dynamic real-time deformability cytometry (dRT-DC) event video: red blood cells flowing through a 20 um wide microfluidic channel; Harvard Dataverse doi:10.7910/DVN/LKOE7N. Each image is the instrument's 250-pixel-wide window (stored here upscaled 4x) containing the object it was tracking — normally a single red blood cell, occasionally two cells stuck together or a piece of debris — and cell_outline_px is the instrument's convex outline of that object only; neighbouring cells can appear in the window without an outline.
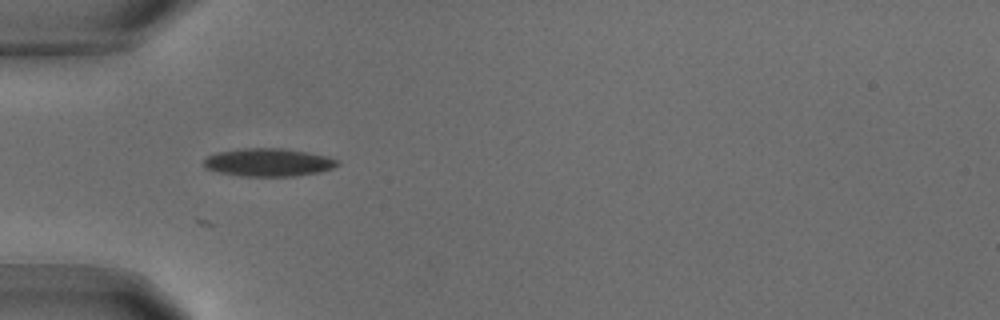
{"species": "common noctule bat (a hibernating species)", "species_latin": "Nyctalus noctula", "temperature_condition": "warm", "stored_images_in_passage": 16, "camera_frame_rate_fps": 3000, "um_per_image_px": 0.085, "animal": {"sex": "male", "body_mass_g": 18.8}, "frame": {"image": 1, "passage_image": 1, "time_ms": 0.0, "image_size_px": [1000, 320], "cell_outline_px": [[340, 164], [332, 168], [320, 172], [296, 176], [240, 176], [220, 172], [204, 168], [204, 160], [208, 156], [216, 152], [244, 148], [280, 148], [328, 156], [340, 160]], "centroid_in_image_um": [22.83, 13.8], "position_along_channel_um": 62.2, "area_um2": 21.79}}
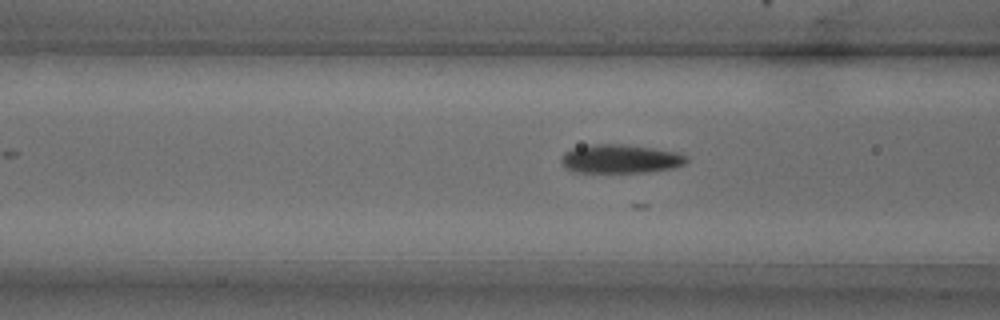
{"frame": {"image": 2, "passage_image": 8, "time_ms": 2.333, "image_size_px": [1000, 320], "cell_outline_px": [[688, 164], [672, 168], [652, 172], [572, 172], [564, 168], [560, 160], [564, 152], [572, 148], [592, 144], [624, 144], [680, 152], [688, 156]], "centroid_in_image_um": [52.76, 13.5], "position_along_channel_um": 113.8, "area_um2": 21.39}}
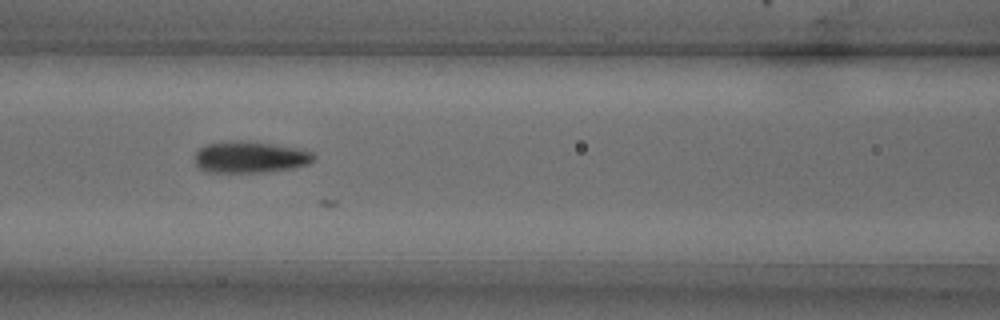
{"frame": {"image": 3, "passage_image": 12, "time_ms": 3.667, "image_size_px": [1000, 320], "cell_outline_px": [[316, 160], [308, 164], [292, 168], [260, 172], [208, 172], [200, 168], [196, 164], [196, 152], [204, 144], [240, 140], [244, 140], [272, 144], [296, 148], [312, 152], [316, 156]], "centroid_in_image_um": [21.27, 13.35], "position_along_channel_um": 145.3, "area_um2": 21.73}}